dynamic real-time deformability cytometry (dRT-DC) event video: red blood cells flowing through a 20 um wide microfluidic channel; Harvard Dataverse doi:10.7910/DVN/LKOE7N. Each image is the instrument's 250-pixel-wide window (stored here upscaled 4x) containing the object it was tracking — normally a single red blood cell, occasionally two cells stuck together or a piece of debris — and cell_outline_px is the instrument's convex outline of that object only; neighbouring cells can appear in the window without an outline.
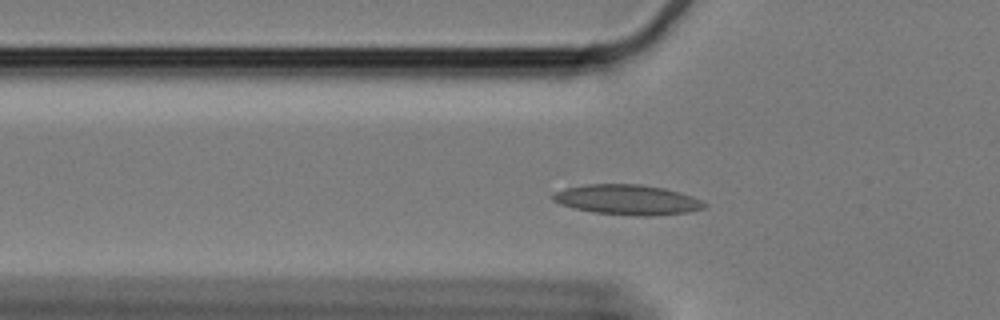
{"species": "Egyptian fruit bat (a non-hibernating species)", "species_latin": "Rousettus aegyptiacus", "temperature_condition": "cold", "stored_images_in_passage": 48, "segment_of_instrument_passage": [1, 2], "camera_frame_rate_fps": 3000, "um_per_image_px": 0.085, "animal": {"sex": "female"}, "frame": {"image": 1, "passage_image": 6, "time_ms": 1.667, "image_size_px": [1000, 320], "cell_outline_px": [[708, 204], [704, 208], [688, 212], [652, 216], [632, 216], [592, 212], [560, 204], [552, 200], [552, 196], [556, 192], [564, 188], [588, 184], [640, 184], [664, 188], [692, 196]], "centroid_in_image_um": [53.33, 16.98], "position_along_channel_um": 72.5, "area_um2": 26.53}}
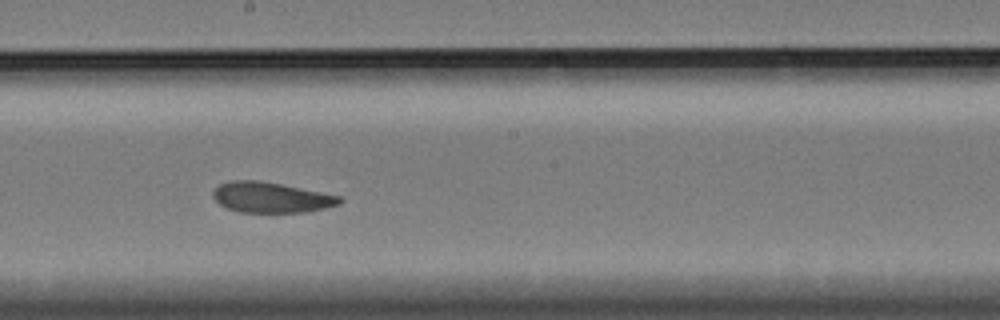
{"frame": {"image": 2, "passage_image": 20, "time_ms": 6.333, "image_size_px": [1000, 320], "cell_outline_px": [[344, 200], [340, 204], [308, 212], [240, 212], [228, 208], [220, 204], [212, 196], [212, 192], [220, 184], [232, 180], [256, 180], [280, 184], [340, 196]], "centroid_in_image_um": [23.04, 16.78], "position_along_channel_um": 225.2, "area_um2": 22.25}}
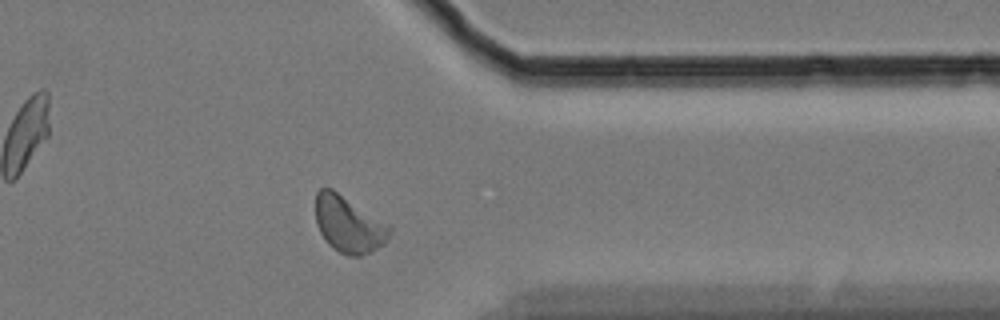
{"frame": {"image": 3, "passage_image": 35, "time_ms": 11.333, "image_size_px": [1000, 320], "cell_outline_px": [[392, 232], [384, 244], [372, 252], [360, 256], [348, 256], [332, 248], [324, 240], [316, 224], [316, 192], [320, 188], [332, 188], [388, 224], [392, 228]], "centroid_in_image_um": [29.63, 19.09], "position_along_channel_um": 381.8, "area_um2": 24.45}}